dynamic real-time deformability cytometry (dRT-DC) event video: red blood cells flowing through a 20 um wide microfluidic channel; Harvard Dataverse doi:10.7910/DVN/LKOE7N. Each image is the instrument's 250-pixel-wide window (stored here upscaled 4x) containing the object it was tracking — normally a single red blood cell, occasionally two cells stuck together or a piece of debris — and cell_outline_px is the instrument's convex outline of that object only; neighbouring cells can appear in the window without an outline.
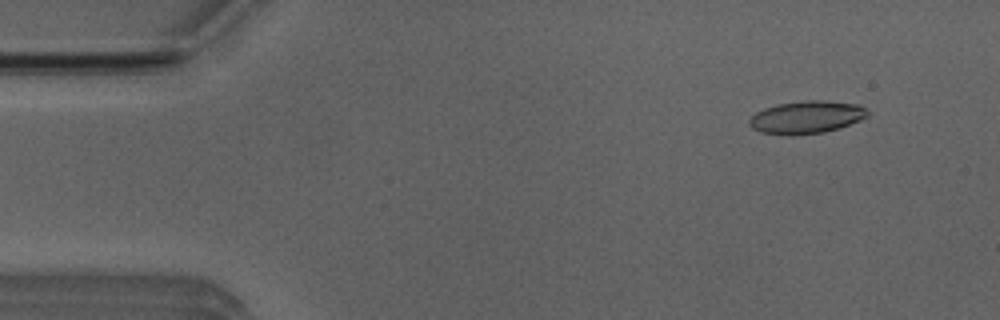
{"species": "Egyptian fruit bat (a non-hibernating species)", "species_latin": "Rousettus aegyptiacus", "temperature_condition": "room temperature", "stored_images_in_passage": 51, "camera_frame_rate_fps": 3000, "um_per_image_px": 0.085, "animal": {"sex": "male"}, "frame": {"image": 1, "passage_image": 5, "time_ms": 1.333, "image_size_px": [1000, 320], "cell_outline_px": [[868, 116], [860, 120], [840, 128], [824, 132], [792, 136], [788, 136], [760, 132], [752, 128], [748, 124], [748, 120], [756, 112], [764, 108], [776, 104], [804, 100], [824, 100], [856, 104], [864, 108], [868, 112]], "centroid_in_image_um": [68.51, 9.97], "position_along_channel_um": 16.5, "area_um2": 22.72}}
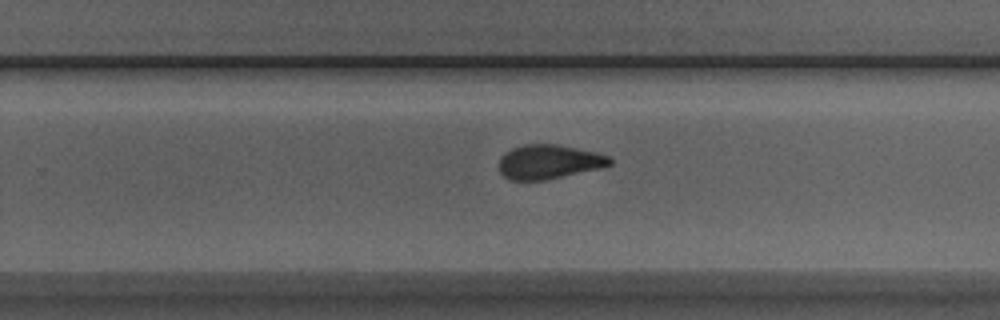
{"frame": {"image": 2, "passage_image": 32, "time_ms": 10.333, "image_size_px": [1000, 320], "cell_outline_px": [[612, 164], [600, 168], [544, 180], [508, 180], [500, 172], [500, 156], [504, 152], [512, 148], [524, 144], [556, 144], [596, 152], [608, 156], [612, 160]], "centroid_in_image_um": [46.63, 13.75], "position_along_channel_um": 283.2, "area_um2": 22.02}}
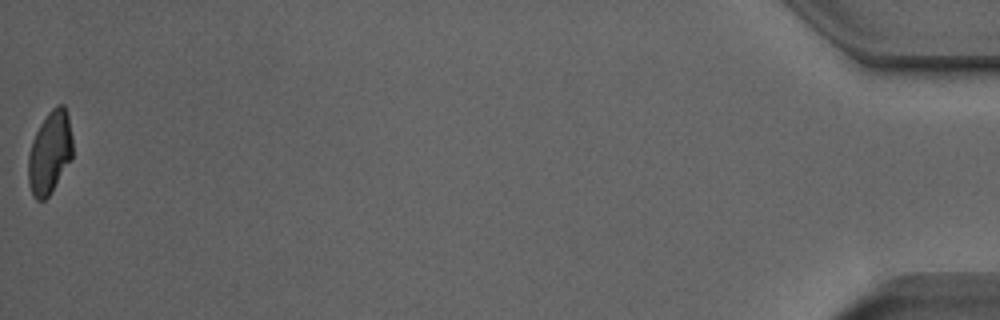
{"frame": {"image": 3, "passage_image": 51, "time_ms": 16.667, "image_size_px": [1000, 320], "cell_outline_px": [[72, 160], [52, 192], [44, 200], [36, 200], [32, 196], [28, 184], [28, 156], [32, 140], [40, 124], [48, 112], [56, 104], [64, 104], [68, 116], [72, 136]], "centroid_in_image_um": [4.23, 12.99], "position_along_channel_um": 431.0, "area_um2": 21.73}, "authors_computed_cell_mechanics": {"area_um2": 22.5998, "velocity_mm_per_s": 4.0218, "shape_relaxation_time_tau1_ms": 6.2613, "shape_relaxation_time_tau2_ms": 1.7893, "deformation_change_tau1": 0.1879, "deformation_change_tau2": 0.0763}}